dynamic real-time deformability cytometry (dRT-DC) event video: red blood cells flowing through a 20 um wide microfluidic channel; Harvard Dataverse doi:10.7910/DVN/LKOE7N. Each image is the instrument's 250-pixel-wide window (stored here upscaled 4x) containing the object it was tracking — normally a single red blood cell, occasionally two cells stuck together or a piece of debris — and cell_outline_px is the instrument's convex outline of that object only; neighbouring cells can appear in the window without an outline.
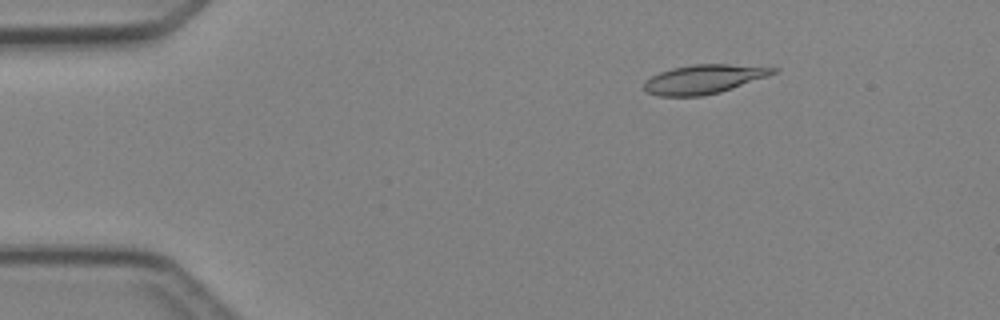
{"species": "Egyptian fruit bat (a non-hibernating species)", "species_latin": "Rousettus aegyptiacus", "temperature_condition": "cold", "stored_images_in_passage": 4, "camera_frame_rate_fps": 3000, "um_per_image_px": 0.085, "animal": {"sex": "female"}, "frame": {"image": 1, "passage_image": 2, "time_ms": 2.0, "image_size_px": [1000, 320], "cell_outline_px": [[780, 72], [720, 92], [704, 96], [660, 96], [648, 92], [644, 88], [644, 84], [652, 76], [660, 72], [672, 68], [692, 64], [728, 64], [780, 68]], "centroid_in_image_um": [59.88, 6.72], "position_along_channel_um": 25.1, "area_um2": 21.73}}
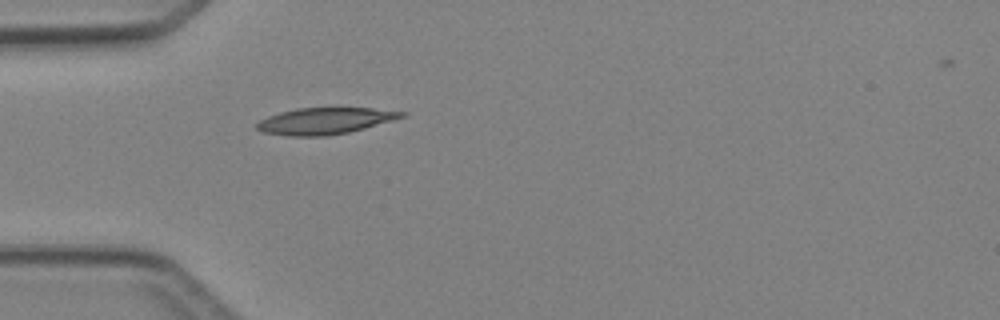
{"frame": {"image": 2, "passage_image": 4, "time_ms": 4.333, "image_size_px": [1000, 320], "cell_outline_px": [[408, 112], [404, 116], [392, 120], [364, 128], [348, 132], [324, 136], [288, 136], [264, 132], [256, 128], [256, 124], [260, 120], [268, 116], [280, 112], [296, 108], [372, 108]], "centroid_in_image_um": [27.6, 10.27], "position_along_channel_um": 57.4, "area_um2": 22.14}}